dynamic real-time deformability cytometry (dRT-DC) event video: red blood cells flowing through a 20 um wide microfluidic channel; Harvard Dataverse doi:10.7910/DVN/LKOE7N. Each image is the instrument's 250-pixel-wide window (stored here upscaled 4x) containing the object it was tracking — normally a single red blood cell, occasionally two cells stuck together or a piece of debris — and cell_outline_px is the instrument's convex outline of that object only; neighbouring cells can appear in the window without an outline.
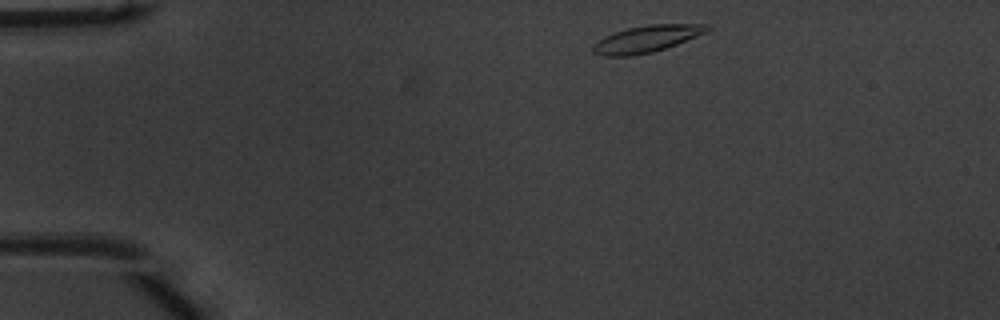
{"species": "common noctule bat (a hibernating species)", "species_latin": "Nyctalus noctula", "temperature_condition": "warm", "stored_images_in_passage": 44, "camera_frame_rate_fps": 3000, "um_per_image_px": 0.085, "animal": {"sex": "male", "body_mass_g": 20.1, "forearm_length_mm": 53.5}, "frame": {"image": 1, "passage_image": 1, "time_ms": 0.0, "image_size_px": [1000, 320], "cell_outline_px": [[712, 28], [708, 32], [676, 44], [652, 52], [632, 56], [600, 56], [592, 52], [592, 44], [616, 32], [628, 28], [648, 24], [708, 24]], "centroid_in_image_um": [54.99, 3.31], "position_along_channel_um": 30.0, "area_um2": 17.74}}
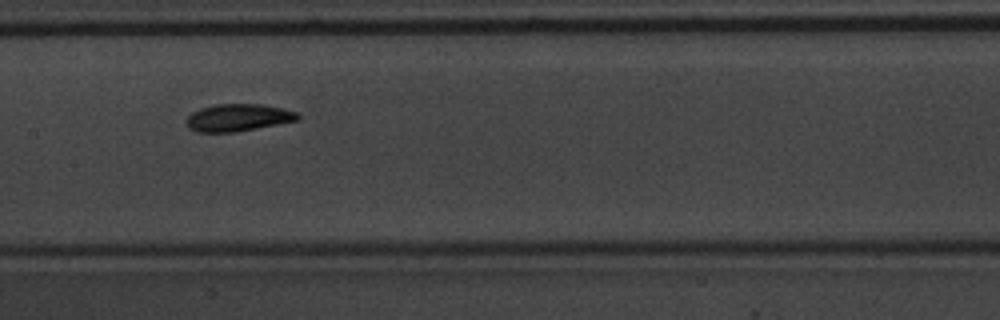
{"frame": {"image": 2, "passage_image": 18, "time_ms": 5.667, "image_size_px": [1000, 320], "cell_outline_px": [[300, 120], [236, 132], [196, 132], [188, 128], [188, 116], [192, 112], [200, 108], [216, 104], [260, 104], [284, 108], [296, 112], [300, 116]], "centroid_in_image_um": [20.26, 10.0], "position_along_channel_um": 187.1, "area_um2": 17.74}}
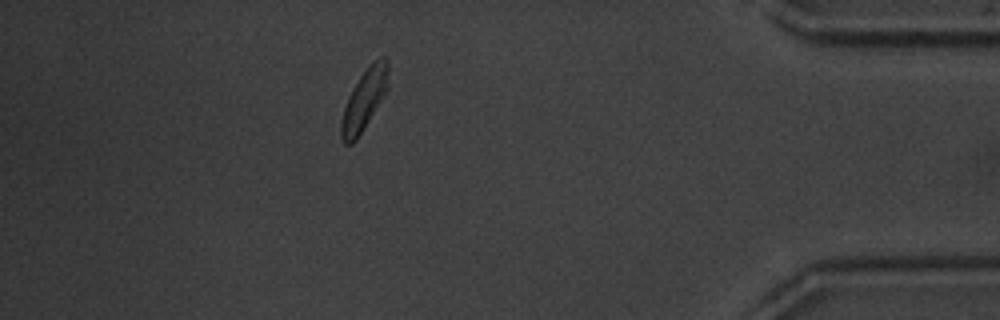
{"frame": {"image": 3, "passage_image": 38, "time_ms": 12.333, "image_size_px": [1000, 320], "cell_outline_px": [[388, 88], [364, 128], [356, 140], [352, 144], [344, 144], [340, 136], [340, 124], [344, 108], [348, 96], [352, 88], [360, 76], [380, 56], [384, 56], [388, 60]], "centroid_in_image_um": [30.94, 8.51], "position_along_channel_um": 404.3, "area_um2": 16.42}, "authors_computed_cell_mechanics": {"area_um2": 16.9932, "velocity_mm_per_s": 3.8637, "shape_relaxation_time_tau1_ms": 8.7247, "shape_relaxation_time_tau2_ms": 4.9075, "deformation_change_tau1": 0.2648, "deformation_change_tau2": 0.096}}